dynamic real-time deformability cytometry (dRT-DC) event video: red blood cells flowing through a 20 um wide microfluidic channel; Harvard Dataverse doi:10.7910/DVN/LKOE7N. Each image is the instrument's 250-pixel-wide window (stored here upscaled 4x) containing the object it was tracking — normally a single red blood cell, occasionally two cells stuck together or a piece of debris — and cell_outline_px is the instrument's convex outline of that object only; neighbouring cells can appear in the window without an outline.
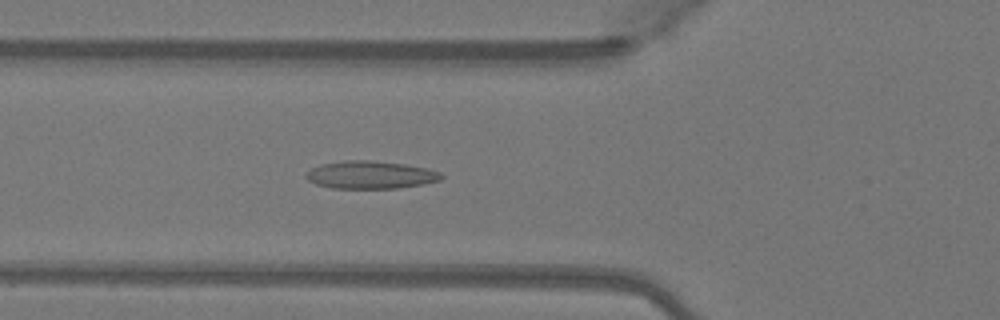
{"species": "Egyptian fruit bat (a non-hibernating species)", "species_latin": "Rousettus aegyptiacus", "temperature_condition": "warm", "stored_images_in_passage": 46, "camera_frame_rate_fps": 3000, "um_per_image_px": 0.085, "animal": {"sex": "female"}, "frame": {"image": 1, "passage_image": 18, "time_ms": 5.667, "image_size_px": [1000, 320], "cell_outline_px": [[440, 176], [436, 180], [420, 184], [392, 188], [336, 188], [316, 184], [308, 180], [308, 172], [324, 164], [400, 164], [424, 168], [436, 172]], "centroid_in_image_um": [31.48, 14.94], "position_along_channel_um": 94.3, "area_um2": 19.25}}
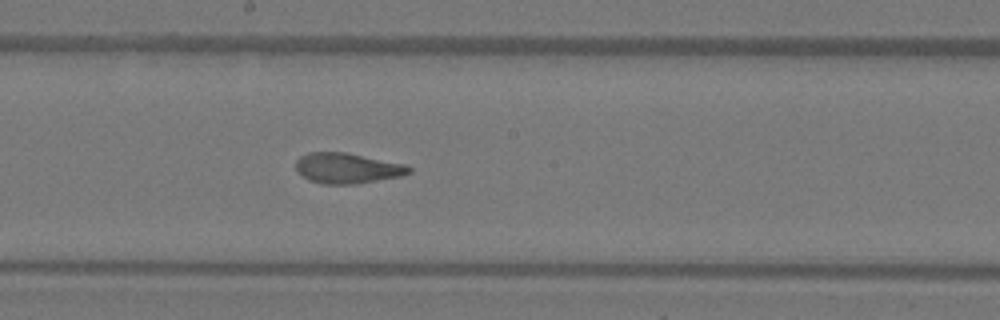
{"frame": {"image": 2, "passage_image": 27, "time_ms": 8.667, "image_size_px": [1000, 320], "cell_outline_px": [[412, 168], [408, 172], [396, 176], [372, 180], [344, 184], [328, 184], [312, 180], [304, 176], [296, 168], [296, 160], [312, 152], [344, 152], [400, 164]], "centroid_in_image_um": [29.44, 14.28], "position_along_channel_um": 218.8, "area_um2": 18.73}}
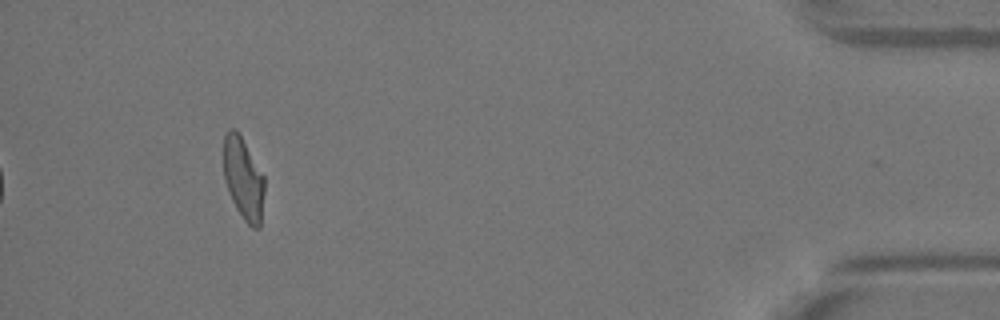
{"frame": {"image": 3, "passage_image": 46, "time_ms": 15.0, "image_size_px": [1000, 320], "cell_outline_px": [[264, 192], [260, 228], [252, 228], [244, 220], [228, 188], [224, 176], [224, 136], [232, 128], [240, 136], [264, 176]], "centroid_in_image_um": [20.71, 15.21], "position_along_channel_um": 414.5, "area_um2": 18.73}, "authors_computed_cell_mechanics": {"area_um2": 18.8428, "velocity_mm_per_s": 4.1178, "shape_relaxation_time_tau1_ms": 7.3573, "shape_relaxation_time_tau2_ms": 1.2036, "deformation_change_tau1": 0.239, "deformation_change_tau2": 0.0899}}